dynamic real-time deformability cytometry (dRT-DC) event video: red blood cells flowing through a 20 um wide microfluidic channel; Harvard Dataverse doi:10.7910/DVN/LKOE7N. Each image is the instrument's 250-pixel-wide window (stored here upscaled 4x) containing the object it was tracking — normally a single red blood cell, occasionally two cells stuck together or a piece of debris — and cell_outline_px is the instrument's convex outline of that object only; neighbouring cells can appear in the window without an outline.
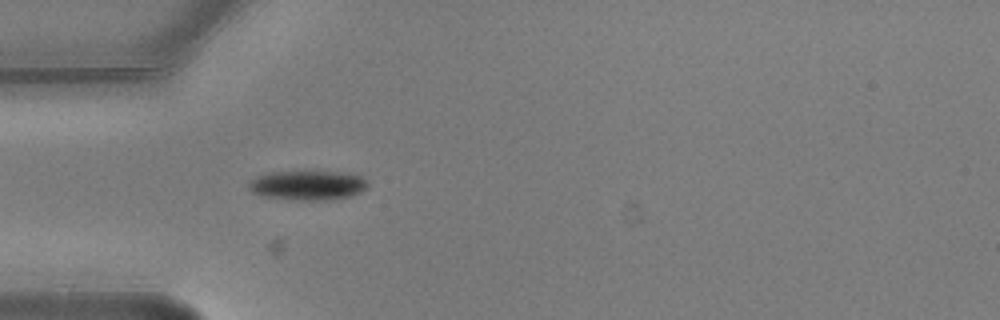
{"species": "common noctule bat (a hibernating species)", "species_latin": "Nyctalus noctula", "temperature_condition": "warm", "stored_images_in_passage": 4, "camera_frame_rate_fps": 3000, "um_per_image_px": 0.085, "animal": {"sex": "male", "body_mass_g": 20.5, "forearm_length_mm": 52.5}, "frame": {"image": 1, "passage_image": 4, "time_ms": 1.0, "image_size_px": [1000, 320], "cell_outline_px": [[368, 188], [360, 192], [348, 196], [324, 200], [300, 200], [264, 196], [252, 192], [248, 188], [248, 184], [252, 180], [260, 176], [272, 172], [348, 172], [360, 176], [368, 184]], "centroid_in_image_um": [26.18, 15.75], "position_along_channel_um": 58.8, "area_um2": 20.06}}